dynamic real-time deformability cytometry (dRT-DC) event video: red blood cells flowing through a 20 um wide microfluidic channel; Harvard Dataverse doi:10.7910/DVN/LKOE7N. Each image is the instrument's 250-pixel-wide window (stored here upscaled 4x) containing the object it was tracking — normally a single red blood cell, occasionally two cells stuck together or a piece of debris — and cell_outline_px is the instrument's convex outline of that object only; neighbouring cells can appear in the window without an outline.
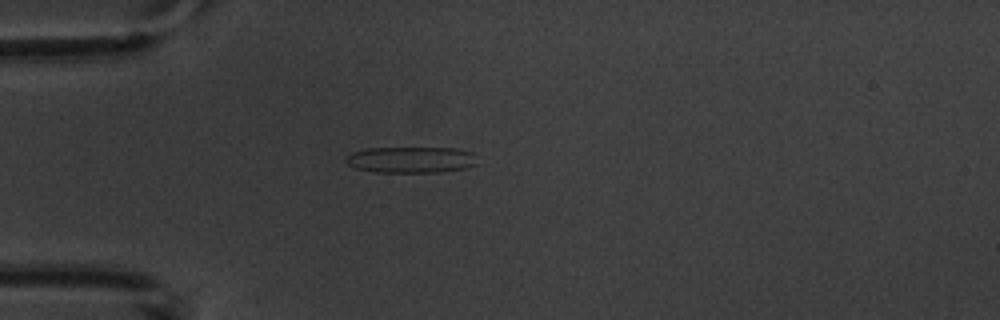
{"species": "common noctule bat (a hibernating species)", "species_latin": "Nyctalus noctula", "temperature_condition": "warm", "stored_images_in_passage": 5, "camera_frame_rate_fps": 3000, "um_per_image_px": 0.085, "animal": {"sex": "male", "body_mass_g": 20.1, "forearm_length_mm": 53.5}, "frame": {"image": 1, "passage_image": 4, "time_ms": 4.333, "image_size_px": [1000, 320], "cell_outline_px": [[476, 164], [464, 168], [440, 172], [376, 172], [356, 168], [348, 164], [344, 160], [344, 156], [352, 152], [368, 148], [452, 148], [472, 152]], "centroid_in_image_um": [34.87, 13.57], "position_along_channel_um": 50.1, "area_um2": 19.94}}